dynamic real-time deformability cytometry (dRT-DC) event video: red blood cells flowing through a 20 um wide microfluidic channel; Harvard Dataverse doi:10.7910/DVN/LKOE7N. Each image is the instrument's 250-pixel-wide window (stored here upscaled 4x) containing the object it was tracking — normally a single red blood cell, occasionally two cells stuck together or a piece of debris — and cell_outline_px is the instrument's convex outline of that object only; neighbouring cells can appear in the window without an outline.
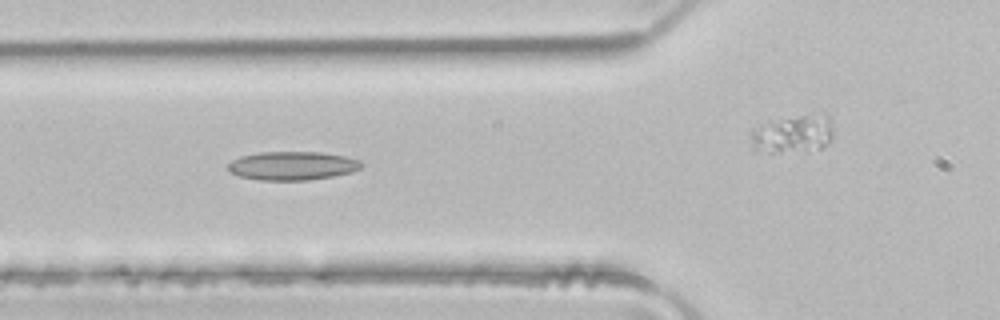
{"species": "common noctule bat (a hibernating species)", "species_latin": "Nyctalus noctula", "temperature_condition": "room temperature", "stored_images_in_passage": 4, "camera_frame_rate_fps": 3000, "um_per_image_px": 0.085, "animal": {"sex": "male", "body_mass_g": 21.5, "forearm_length_mm": 52.0}, "frame": {"image": 1, "passage_image": 3, "time_ms": 0.667, "image_size_px": [1000, 320], "cell_outline_px": [[364, 164], [360, 168], [352, 172], [332, 176], [308, 180], [256, 180], [240, 176], [228, 172], [228, 164], [232, 160], [240, 156], [260, 152], [320, 152], [344, 156], [360, 160]], "centroid_in_image_um": [24.83, 14.09], "position_along_channel_um": 101.0, "area_um2": 22.31}}